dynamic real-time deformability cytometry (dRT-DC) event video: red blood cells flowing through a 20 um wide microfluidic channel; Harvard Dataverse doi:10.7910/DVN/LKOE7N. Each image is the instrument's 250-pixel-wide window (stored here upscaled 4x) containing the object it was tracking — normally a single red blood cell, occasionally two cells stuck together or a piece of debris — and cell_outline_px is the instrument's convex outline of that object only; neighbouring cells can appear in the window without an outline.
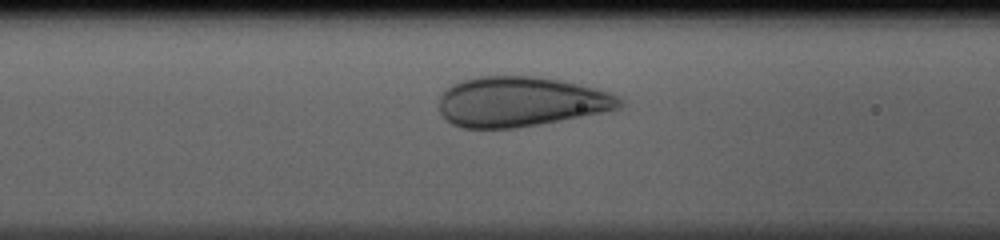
{"species": "human", "species_latin": "Homo sapiens", "temperature_condition": "cold", "stored_images_in_passage": 34, "camera_frame_rate_fps": 3000, "um_per_image_px": 0.085, "donor": {"sex": "male"}, "frame": {"image": 1, "passage_image": 13, "time_ms": 4.0, "image_size_px": [1000, 240], "cell_outline_px": [[624, 100], [620, 108], [540, 124], [516, 128], [460, 128], [452, 124], [440, 112], [440, 96], [452, 84], [464, 80], [480, 76], [532, 76], [560, 80], [608, 92]], "centroid_in_image_um": [44.22, 8.65], "position_along_channel_um": 122.4, "area_um2": 52.02}}
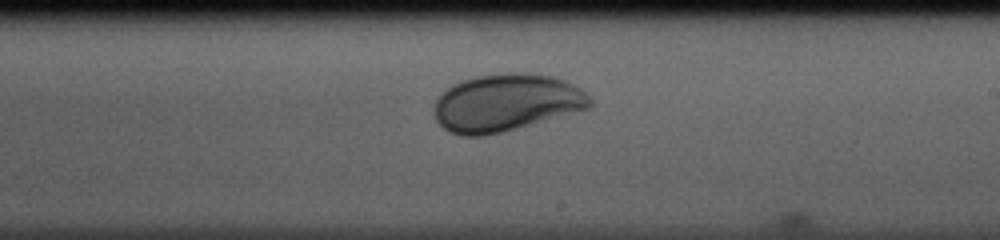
{"frame": {"image": 2, "passage_image": 22, "time_ms": 7.0, "image_size_px": [1000, 240], "cell_outline_px": [[592, 104], [588, 108], [516, 128], [484, 136], [460, 136], [448, 132], [436, 120], [432, 108], [436, 100], [452, 84], [476, 76], [552, 76], [564, 80], [580, 88], [592, 100]], "centroid_in_image_um": [42.96, 8.79], "position_along_channel_um": 246.0, "area_um2": 50.52}}
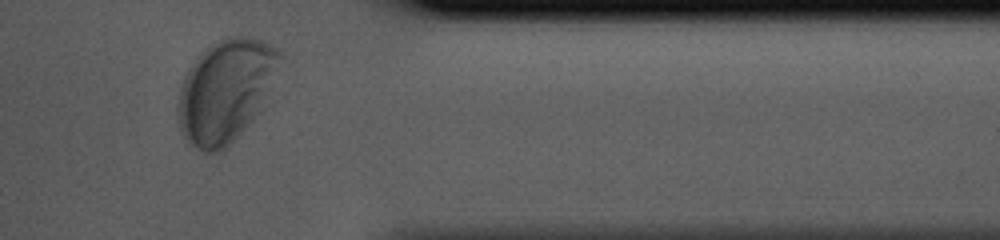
{"frame": {"image": 3, "passage_image": 33, "time_ms": 10.667, "image_size_px": [1000, 240], "cell_outline_px": [[284, 56], [260, 112], [220, 152], [204, 152], [196, 148], [184, 140], [180, 132], [176, 116], [176, 104], [180, 88], [184, 76], [192, 60], [212, 44], [228, 36], [248, 36], [272, 44], [280, 48], [284, 52]], "centroid_in_image_um": [19.16, 7.69], "position_along_channel_um": 392.2, "area_um2": 61.5}}